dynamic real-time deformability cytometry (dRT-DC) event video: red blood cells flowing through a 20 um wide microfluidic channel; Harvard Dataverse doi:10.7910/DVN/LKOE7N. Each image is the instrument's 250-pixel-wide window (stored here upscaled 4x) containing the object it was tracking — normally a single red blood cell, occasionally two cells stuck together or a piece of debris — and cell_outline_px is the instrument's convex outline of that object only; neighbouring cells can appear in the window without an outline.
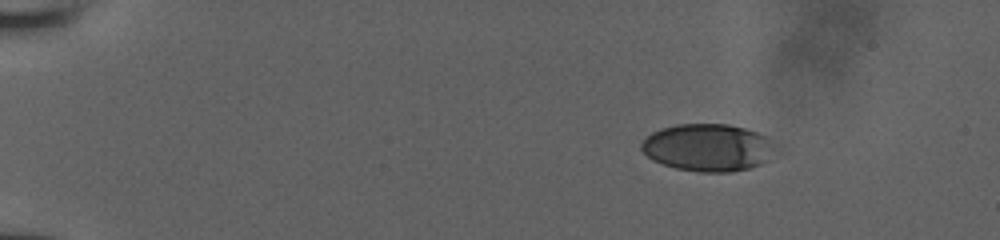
{"species": "human", "species_latin": "Homo sapiens", "temperature_condition": "room temperature", "stored_images_in_passage": 45, "camera_frame_rate_fps": 3000, "um_per_image_px": 0.085, "donor": {"sex": "male"}, "frame": {"image": 1, "passage_image": 1, "time_ms": 0.0, "image_size_px": [1000, 240], "cell_outline_px": [[764, 160], [760, 164], [748, 168], [732, 172], [700, 172], [676, 168], [652, 160], [640, 148], [640, 144], [652, 132], [660, 128], [676, 124], [728, 124], [744, 128], [756, 132], [764, 136]], "centroid_in_image_um": [59.96, 12.53], "position_along_channel_um": 25.0, "area_um2": 35.55}}
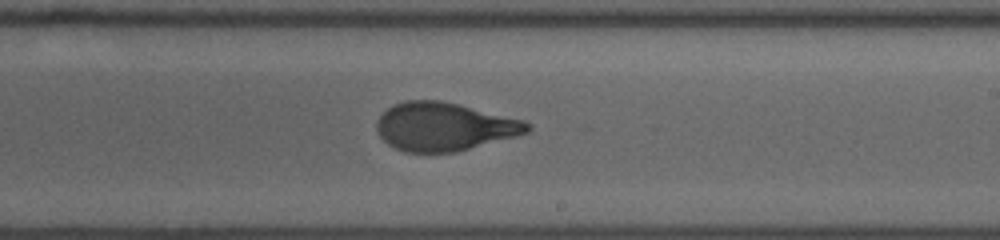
{"frame": {"image": 2, "passage_image": 26, "time_ms": 8.333, "image_size_px": [1000, 240], "cell_outline_px": [[532, 128], [528, 132], [516, 136], [456, 152], [404, 152], [388, 144], [380, 136], [376, 128], [376, 120], [388, 108], [404, 100], [440, 100], [524, 120], [532, 124]], "centroid_in_image_um": [37.76, 10.77], "position_along_channel_um": 251.2, "area_um2": 42.19}}
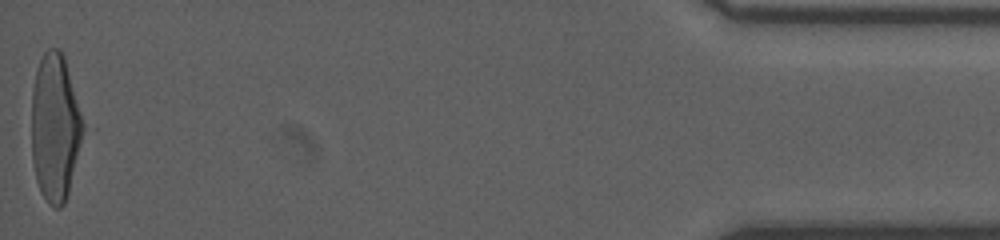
{"frame": {"image": 3, "passage_image": 45, "time_ms": 14.667, "image_size_px": [1000, 240], "cell_outline_px": [[88, 128], [68, 192], [64, 204], [60, 208], [52, 208], [48, 204], [40, 192], [36, 180], [32, 160], [32, 88], [36, 68], [44, 52], [48, 48], [60, 48], [64, 56], [88, 124]], "centroid_in_image_um": [4.75, 10.82], "position_along_channel_um": 430.5, "area_um2": 46.07}}